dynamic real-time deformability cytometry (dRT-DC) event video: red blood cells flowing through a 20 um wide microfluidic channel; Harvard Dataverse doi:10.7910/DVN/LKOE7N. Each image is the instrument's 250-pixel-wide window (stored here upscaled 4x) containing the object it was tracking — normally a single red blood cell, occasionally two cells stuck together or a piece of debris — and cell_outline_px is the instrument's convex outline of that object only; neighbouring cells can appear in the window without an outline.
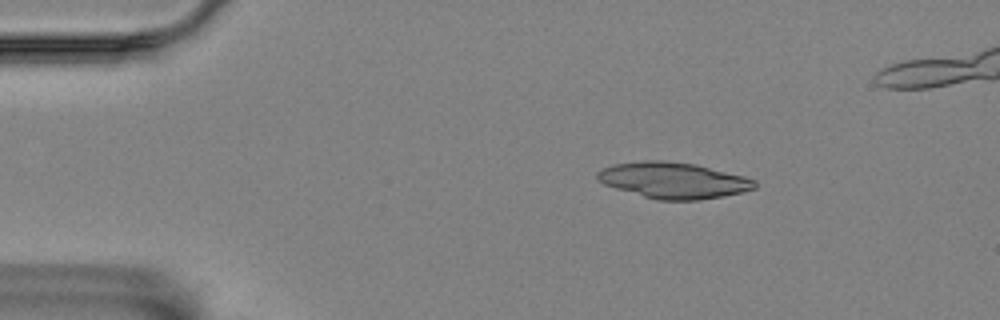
{"species": "Egyptian fruit bat (a non-hibernating species)", "species_latin": "Rousettus aegyptiacus", "temperature_condition": "room temperature", "stored_images_in_passage": 4, "camera_frame_rate_fps": 3000, "um_per_image_px": 0.085, "animal": {"sex": "female"}, "frame": {"image": 1, "passage_image": 2, "time_ms": 0.333, "image_size_px": [1000, 320], "cell_outline_px": [[756, 188], [744, 192], [724, 196], [700, 200], [656, 200], [616, 188], [604, 184], [596, 180], [596, 172], [600, 168], [612, 164], [644, 160], [664, 160], [696, 164], [744, 176], [756, 180]], "centroid_in_image_um": [57.22, 15.32], "position_along_channel_um": 27.8, "area_um2": 33.41}}